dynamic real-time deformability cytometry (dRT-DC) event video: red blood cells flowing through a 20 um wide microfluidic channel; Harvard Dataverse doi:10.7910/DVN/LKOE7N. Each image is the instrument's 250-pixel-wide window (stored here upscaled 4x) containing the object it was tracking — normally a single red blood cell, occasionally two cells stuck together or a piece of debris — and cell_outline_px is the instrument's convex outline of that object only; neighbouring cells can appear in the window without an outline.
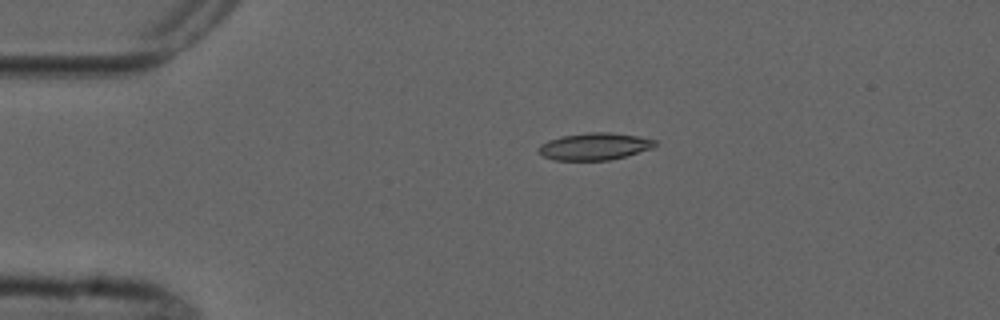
{"species": "common noctule bat (a hibernating species)", "species_latin": "Nyctalus noctula", "temperature_condition": "cold", "stored_images_in_passage": 6, "camera_frame_rate_fps": 3000, "um_per_image_px": 0.085, "animal": {"sex": "male", "forearm_length_mm": 52.5}, "frame": {"image": 1, "passage_image": 6, "time_ms": 6.0, "image_size_px": [1000, 320], "cell_outline_px": [[656, 144], [652, 148], [624, 156], [608, 160], [556, 160], [544, 156], [540, 152], [540, 144], [548, 140], [560, 136], [588, 132], [608, 132], [636, 136], [656, 140]], "centroid_in_image_um": [50.52, 12.43], "position_along_channel_um": 34.5, "area_um2": 18.09}}